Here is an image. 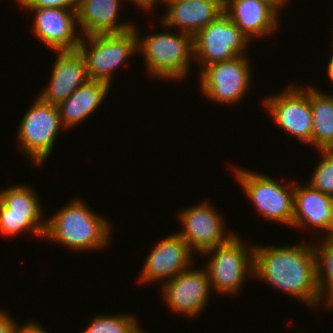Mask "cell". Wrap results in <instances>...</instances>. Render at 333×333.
<instances>
[{"label": "cell", "instance_id": "cell-1", "mask_svg": "<svg viewBox=\"0 0 333 333\" xmlns=\"http://www.w3.org/2000/svg\"><path fill=\"white\" fill-rule=\"evenodd\" d=\"M292 245L254 246L253 277L316 308L323 301L317 284L314 245Z\"/></svg>", "mask_w": 333, "mask_h": 333}, {"label": "cell", "instance_id": "cell-2", "mask_svg": "<svg viewBox=\"0 0 333 333\" xmlns=\"http://www.w3.org/2000/svg\"><path fill=\"white\" fill-rule=\"evenodd\" d=\"M80 198H75L47 217L44 237L70 250L93 251L108 247L112 238L110 220L100 216Z\"/></svg>", "mask_w": 333, "mask_h": 333}, {"label": "cell", "instance_id": "cell-3", "mask_svg": "<svg viewBox=\"0 0 333 333\" xmlns=\"http://www.w3.org/2000/svg\"><path fill=\"white\" fill-rule=\"evenodd\" d=\"M133 29L137 37V52H142L149 76L175 82L187 78L190 62L194 59L192 35L163 31L143 38L139 36L136 23Z\"/></svg>", "mask_w": 333, "mask_h": 333}, {"label": "cell", "instance_id": "cell-4", "mask_svg": "<svg viewBox=\"0 0 333 333\" xmlns=\"http://www.w3.org/2000/svg\"><path fill=\"white\" fill-rule=\"evenodd\" d=\"M233 172L236 182L244 189L252 202L251 205L255 206L260 216L265 220L292 227L294 181H284L283 184L268 175L246 168L235 167Z\"/></svg>", "mask_w": 333, "mask_h": 333}, {"label": "cell", "instance_id": "cell-5", "mask_svg": "<svg viewBox=\"0 0 333 333\" xmlns=\"http://www.w3.org/2000/svg\"><path fill=\"white\" fill-rule=\"evenodd\" d=\"M241 237L233 235L226 243L212 248L203 256L210 255L205 266L211 289L219 295H235L241 291L246 276L254 275V246L244 245ZM248 246V247H247ZM226 294V295H225Z\"/></svg>", "mask_w": 333, "mask_h": 333}, {"label": "cell", "instance_id": "cell-6", "mask_svg": "<svg viewBox=\"0 0 333 333\" xmlns=\"http://www.w3.org/2000/svg\"><path fill=\"white\" fill-rule=\"evenodd\" d=\"M78 50L85 60L90 80L111 85L116 68L138 53L136 32L131 29L123 33L82 36Z\"/></svg>", "mask_w": 333, "mask_h": 333}, {"label": "cell", "instance_id": "cell-7", "mask_svg": "<svg viewBox=\"0 0 333 333\" xmlns=\"http://www.w3.org/2000/svg\"><path fill=\"white\" fill-rule=\"evenodd\" d=\"M22 116L18 125L17 142L34 165H43L51 156L57 135L64 129L57 105L46 103L38 96Z\"/></svg>", "mask_w": 333, "mask_h": 333}, {"label": "cell", "instance_id": "cell-8", "mask_svg": "<svg viewBox=\"0 0 333 333\" xmlns=\"http://www.w3.org/2000/svg\"><path fill=\"white\" fill-rule=\"evenodd\" d=\"M33 189L18 184L0 191V234L11 238L31 232L38 238L44 237L46 219Z\"/></svg>", "mask_w": 333, "mask_h": 333}, {"label": "cell", "instance_id": "cell-9", "mask_svg": "<svg viewBox=\"0 0 333 333\" xmlns=\"http://www.w3.org/2000/svg\"><path fill=\"white\" fill-rule=\"evenodd\" d=\"M251 63L245 54L205 66L199 72L200 92L213 102L240 103L251 87Z\"/></svg>", "mask_w": 333, "mask_h": 333}, {"label": "cell", "instance_id": "cell-10", "mask_svg": "<svg viewBox=\"0 0 333 333\" xmlns=\"http://www.w3.org/2000/svg\"><path fill=\"white\" fill-rule=\"evenodd\" d=\"M291 83L282 92L272 94L262 100L278 127L296 137L300 143L311 144L312 111L310 104V85L303 88ZM300 87V88H299Z\"/></svg>", "mask_w": 333, "mask_h": 333}, {"label": "cell", "instance_id": "cell-11", "mask_svg": "<svg viewBox=\"0 0 333 333\" xmlns=\"http://www.w3.org/2000/svg\"><path fill=\"white\" fill-rule=\"evenodd\" d=\"M250 42V39L223 12L193 36L195 64H200L202 70L209 64L246 54Z\"/></svg>", "mask_w": 333, "mask_h": 333}, {"label": "cell", "instance_id": "cell-12", "mask_svg": "<svg viewBox=\"0 0 333 333\" xmlns=\"http://www.w3.org/2000/svg\"><path fill=\"white\" fill-rule=\"evenodd\" d=\"M182 231L176 232L188 244L191 251L202 255L206 251L226 243L235 233H227L224 218L210 202L179 211ZM227 231V232H226Z\"/></svg>", "mask_w": 333, "mask_h": 333}, {"label": "cell", "instance_id": "cell-13", "mask_svg": "<svg viewBox=\"0 0 333 333\" xmlns=\"http://www.w3.org/2000/svg\"><path fill=\"white\" fill-rule=\"evenodd\" d=\"M208 272L203 269L188 268L171 280L163 283L162 297L170 311L196 318L209 302L211 292Z\"/></svg>", "mask_w": 333, "mask_h": 333}, {"label": "cell", "instance_id": "cell-14", "mask_svg": "<svg viewBox=\"0 0 333 333\" xmlns=\"http://www.w3.org/2000/svg\"><path fill=\"white\" fill-rule=\"evenodd\" d=\"M192 253L177 233L162 238L147 255L137 281L146 284L156 281L160 283L161 280L163 284L171 280L190 268L194 257Z\"/></svg>", "mask_w": 333, "mask_h": 333}, {"label": "cell", "instance_id": "cell-15", "mask_svg": "<svg viewBox=\"0 0 333 333\" xmlns=\"http://www.w3.org/2000/svg\"><path fill=\"white\" fill-rule=\"evenodd\" d=\"M35 12L33 33L53 51L78 50L82 35L77 33L76 10L64 8L22 7Z\"/></svg>", "mask_w": 333, "mask_h": 333}, {"label": "cell", "instance_id": "cell-16", "mask_svg": "<svg viewBox=\"0 0 333 333\" xmlns=\"http://www.w3.org/2000/svg\"><path fill=\"white\" fill-rule=\"evenodd\" d=\"M159 2L167 7L161 18L162 27H178L179 32L194 36L223 13L224 0H146L147 10Z\"/></svg>", "mask_w": 333, "mask_h": 333}, {"label": "cell", "instance_id": "cell-17", "mask_svg": "<svg viewBox=\"0 0 333 333\" xmlns=\"http://www.w3.org/2000/svg\"><path fill=\"white\" fill-rule=\"evenodd\" d=\"M49 84L38 97L53 105L66 100L78 87L90 80L85 60L79 50L56 51Z\"/></svg>", "mask_w": 333, "mask_h": 333}, {"label": "cell", "instance_id": "cell-18", "mask_svg": "<svg viewBox=\"0 0 333 333\" xmlns=\"http://www.w3.org/2000/svg\"><path fill=\"white\" fill-rule=\"evenodd\" d=\"M223 12L250 41L271 35L281 21L280 10L267 0H224Z\"/></svg>", "mask_w": 333, "mask_h": 333}, {"label": "cell", "instance_id": "cell-19", "mask_svg": "<svg viewBox=\"0 0 333 333\" xmlns=\"http://www.w3.org/2000/svg\"><path fill=\"white\" fill-rule=\"evenodd\" d=\"M129 1V0H128ZM145 12L146 0H130ZM119 0H79L76 10L82 36L94 34L123 33L134 28V22H118Z\"/></svg>", "mask_w": 333, "mask_h": 333}, {"label": "cell", "instance_id": "cell-20", "mask_svg": "<svg viewBox=\"0 0 333 333\" xmlns=\"http://www.w3.org/2000/svg\"><path fill=\"white\" fill-rule=\"evenodd\" d=\"M333 223V197L294 181L293 223L295 229L305 226L328 236ZM311 226V227H309Z\"/></svg>", "mask_w": 333, "mask_h": 333}, {"label": "cell", "instance_id": "cell-21", "mask_svg": "<svg viewBox=\"0 0 333 333\" xmlns=\"http://www.w3.org/2000/svg\"><path fill=\"white\" fill-rule=\"evenodd\" d=\"M110 87L106 82L89 80L59 103L57 108L64 129L70 130L94 114L103 103Z\"/></svg>", "mask_w": 333, "mask_h": 333}, {"label": "cell", "instance_id": "cell-22", "mask_svg": "<svg viewBox=\"0 0 333 333\" xmlns=\"http://www.w3.org/2000/svg\"><path fill=\"white\" fill-rule=\"evenodd\" d=\"M312 111L311 146L316 150L333 149V95L310 86Z\"/></svg>", "mask_w": 333, "mask_h": 333}, {"label": "cell", "instance_id": "cell-23", "mask_svg": "<svg viewBox=\"0 0 333 333\" xmlns=\"http://www.w3.org/2000/svg\"><path fill=\"white\" fill-rule=\"evenodd\" d=\"M322 237L323 242L315 243L317 284L323 306L333 308V238ZM332 307V308H331Z\"/></svg>", "mask_w": 333, "mask_h": 333}, {"label": "cell", "instance_id": "cell-24", "mask_svg": "<svg viewBox=\"0 0 333 333\" xmlns=\"http://www.w3.org/2000/svg\"><path fill=\"white\" fill-rule=\"evenodd\" d=\"M91 320L82 333H146L132 314H97Z\"/></svg>", "mask_w": 333, "mask_h": 333}, {"label": "cell", "instance_id": "cell-25", "mask_svg": "<svg viewBox=\"0 0 333 333\" xmlns=\"http://www.w3.org/2000/svg\"><path fill=\"white\" fill-rule=\"evenodd\" d=\"M322 159L318 161L308 184L324 194L333 197V149L317 150Z\"/></svg>", "mask_w": 333, "mask_h": 333}, {"label": "cell", "instance_id": "cell-26", "mask_svg": "<svg viewBox=\"0 0 333 333\" xmlns=\"http://www.w3.org/2000/svg\"><path fill=\"white\" fill-rule=\"evenodd\" d=\"M79 0H26L21 7L64 8L77 10Z\"/></svg>", "mask_w": 333, "mask_h": 333}, {"label": "cell", "instance_id": "cell-27", "mask_svg": "<svg viewBox=\"0 0 333 333\" xmlns=\"http://www.w3.org/2000/svg\"><path fill=\"white\" fill-rule=\"evenodd\" d=\"M6 310H0V333H15L17 327V321H14Z\"/></svg>", "mask_w": 333, "mask_h": 333}, {"label": "cell", "instance_id": "cell-28", "mask_svg": "<svg viewBox=\"0 0 333 333\" xmlns=\"http://www.w3.org/2000/svg\"><path fill=\"white\" fill-rule=\"evenodd\" d=\"M22 325L19 326V324H17L15 333H48L38 321H29L27 324Z\"/></svg>", "mask_w": 333, "mask_h": 333}, {"label": "cell", "instance_id": "cell-29", "mask_svg": "<svg viewBox=\"0 0 333 333\" xmlns=\"http://www.w3.org/2000/svg\"><path fill=\"white\" fill-rule=\"evenodd\" d=\"M331 57H330V59H329V61H328V66H327V75H328V77H329V79H330V81L332 82V84H333V52L331 53V55H330Z\"/></svg>", "mask_w": 333, "mask_h": 333}, {"label": "cell", "instance_id": "cell-30", "mask_svg": "<svg viewBox=\"0 0 333 333\" xmlns=\"http://www.w3.org/2000/svg\"><path fill=\"white\" fill-rule=\"evenodd\" d=\"M267 1L272 3L278 10L279 9L281 10V8H283V6L286 5V3L288 4L287 1H289V0H267Z\"/></svg>", "mask_w": 333, "mask_h": 333}, {"label": "cell", "instance_id": "cell-31", "mask_svg": "<svg viewBox=\"0 0 333 333\" xmlns=\"http://www.w3.org/2000/svg\"><path fill=\"white\" fill-rule=\"evenodd\" d=\"M327 237L333 238V223Z\"/></svg>", "mask_w": 333, "mask_h": 333}, {"label": "cell", "instance_id": "cell-32", "mask_svg": "<svg viewBox=\"0 0 333 333\" xmlns=\"http://www.w3.org/2000/svg\"><path fill=\"white\" fill-rule=\"evenodd\" d=\"M26 0H15L16 3H18V6L22 5Z\"/></svg>", "mask_w": 333, "mask_h": 333}]
</instances>
